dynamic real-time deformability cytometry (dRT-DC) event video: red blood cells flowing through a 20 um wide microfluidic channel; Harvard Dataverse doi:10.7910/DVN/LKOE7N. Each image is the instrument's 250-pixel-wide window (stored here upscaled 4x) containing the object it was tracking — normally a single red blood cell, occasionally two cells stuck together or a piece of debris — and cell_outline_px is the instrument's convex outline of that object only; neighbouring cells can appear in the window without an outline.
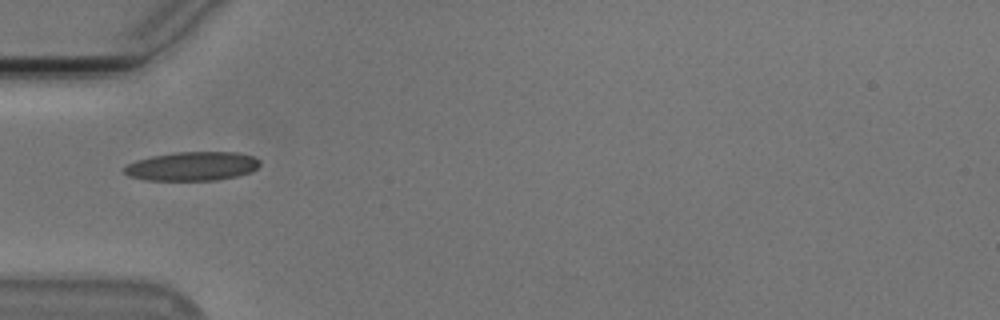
{"species": "Egyptian fruit bat (a non-hibernating species)", "species_latin": "Rousettus aegyptiacus", "temperature_condition": "cold", "stored_images_in_passage": 28, "camera_frame_rate_fps": 3000, "um_per_image_px": 0.085, "animal": {"sex": "male"}, "frame": {"image": 1, "passage_image": 1, "time_ms": 0.0, "image_size_px": [1000, 320], "cell_outline_px": [[260, 164], [256, 168], [248, 172], [236, 176], [216, 180], [144, 180], [128, 176], [124, 172], [124, 168], [128, 164], [136, 160], [152, 156], [176, 152], [236, 152], [252, 156], [260, 160]], "centroid_in_image_um": [16.31, 14.13], "position_along_channel_um": 68.7, "area_um2": 22.72}}
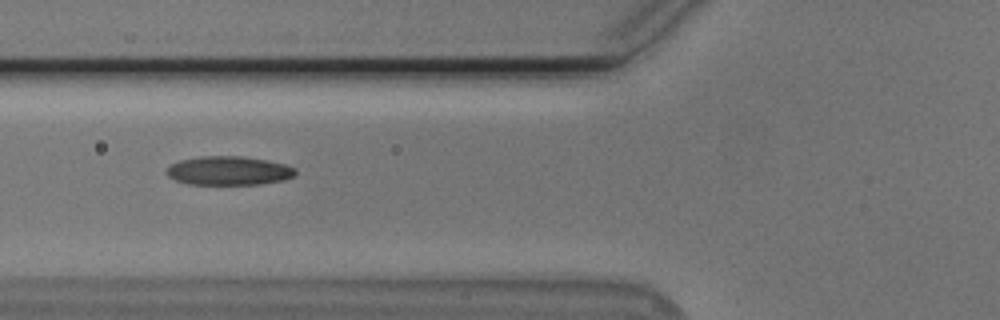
{"frame": {"image": 2, "passage_image": 4, "time_ms": 1.0, "image_size_px": [1000, 320], "cell_outline_px": [[296, 172], [292, 176], [284, 180], [260, 184], [188, 184], [176, 180], [168, 176], [164, 172], [172, 164], [180, 160], [200, 156], [244, 156], [268, 160], [284, 164], [296, 168]], "centroid_in_image_um": [19.44, 14.5], "position_along_channel_um": 106.4, "area_um2": 21.68}}
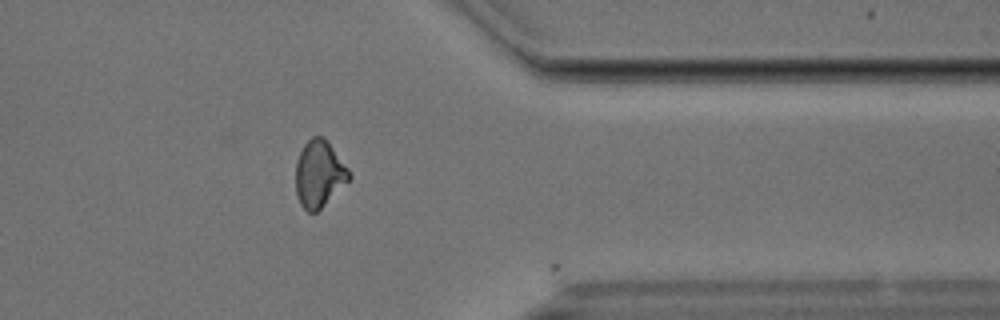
{"frame": {"image": 3, "passage_image": 27, "time_ms": 8.667, "image_size_px": [1000, 320], "cell_outline_px": [[352, 180], [316, 212], [308, 212], [300, 204], [296, 192], [296, 160], [304, 144], [312, 136], [324, 136], [328, 140], [348, 168], [352, 176]], "centroid_in_image_um": [27.16, 14.77], "position_along_channel_um": 384.2, "area_um2": 21.1}}